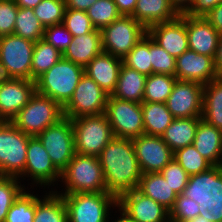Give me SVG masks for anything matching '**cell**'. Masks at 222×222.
Wrapping results in <instances>:
<instances>
[{"mask_svg": "<svg viewBox=\"0 0 222 222\" xmlns=\"http://www.w3.org/2000/svg\"><path fill=\"white\" fill-rule=\"evenodd\" d=\"M152 73L175 76L176 58L169 55L150 38Z\"/></svg>", "mask_w": 222, "mask_h": 222, "instance_id": "cell-41", "label": "cell"}, {"mask_svg": "<svg viewBox=\"0 0 222 222\" xmlns=\"http://www.w3.org/2000/svg\"><path fill=\"white\" fill-rule=\"evenodd\" d=\"M160 173L177 195L182 194L187 186L189 175L174 158L160 171Z\"/></svg>", "mask_w": 222, "mask_h": 222, "instance_id": "cell-44", "label": "cell"}, {"mask_svg": "<svg viewBox=\"0 0 222 222\" xmlns=\"http://www.w3.org/2000/svg\"><path fill=\"white\" fill-rule=\"evenodd\" d=\"M86 12L92 25L100 30L122 16L113 0H97Z\"/></svg>", "mask_w": 222, "mask_h": 222, "instance_id": "cell-39", "label": "cell"}, {"mask_svg": "<svg viewBox=\"0 0 222 222\" xmlns=\"http://www.w3.org/2000/svg\"><path fill=\"white\" fill-rule=\"evenodd\" d=\"M63 117V107L57 101L35 91L11 123L25 134L34 137Z\"/></svg>", "mask_w": 222, "mask_h": 222, "instance_id": "cell-5", "label": "cell"}, {"mask_svg": "<svg viewBox=\"0 0 222 222\" xmlns=\"http://www.w3.org/2000/svg\"><path fill=\"white\" fill-rule=\"evenodd\" d=\"M35 81L24 78L0 80V121L11 122L35 93Z\"/></svg>", "mask_w": 222, "mask_h": 222, "instance_id": "cell-17", "label": "cell"}, {"mask_svg": "<svg viewBox=\"0 0 222 222\" xmlns=\"http://www.w3.org/2000/svg\"><path fill=\"white\" fill-rule=\"evenodd\" d=\"M214 66L217 74L222 76V34L220 35L218 47L214 56Z\"/></svg>", "mask_w": 222, "mask_h": 222, "instance_id": "cell-51", "label": "cell"}, {"mask_svg": "<svg viewBox=\"0 0 222 222\" xmlns=\"http://www.w3.org/2000/svg\"><path fill=\"white\" fill-rule=\"evenodd\" d=\"M63 24L73 36H81L95 29L86 11L66 9Z\"/></svg>", "mask_w": 222, "mask_h": 222, "instance_id": "cell-42", "label": "cell"}, {"mask_svg": "<svg viewBox=\"0 0 222 222\" xmlns=\"http://www.w3.org/2000/svg\"><path fill=\"white\" fill-rule=\"evenodd\" d=\"M35 42L15 34L0 37V73L4 78L32 80Z\"/></svg>", "mask_w": 222, "mask_h": 222, "instance_id": "cell-8", "label": "cell"}, {"mask_svg": "<svg viewBox=\"0 0 222 222\" xmlns=\"http://www.w3.org/2000/svg\"><path fill=\"white\" fill-rule=\"evenodd\" d=\"M175 77L178 80L197 82L204 86L219 75L215 70L213 57L188 49L176 58Z\"/></svg>", "mask_w": 222, "mask_h": 222, "instance_id": "cell-20", "label": "cell"}, {"mask_svg": "<svg viewBox=\"0 0 222 222\" xmlns=\"http://www.w3.org/2000/svg\"><path fill=\"white\" fill-rule=\"evenodd\" d=\"M179 15L169 0H137L131 16L148 29L154 24L174 20Z\"/></svg>", "mask_w": 222, "mask_h": 222, "instance_id": "cell-25", "label": "cell"}, {"mask_svg": "<svg viewBox=\"0 0 222 222\" xmlns=\"http://www.w3.org/2000/svg\"><path fill=\"white\" fill-rule=\"evenodd\" d=\"M220 3L222 0H194L184 14L191 17H206Z\"/></svg>", "mask_w": 222, "mask_h": 222, "instance_id": "cell-47", "label": "cell"}, {"mask_svg": "<svg viewBox=\"0 0 222 222\" xmlns=\"http://www.w3.org/2000/svg\"><path fill=\"white\" fill-rule=\"evenodd\" d=\"M42 0H15L20 8H35Z\"/></svg>", "mask_w": 222, "mask_h": 222, "instance_id": "cell-54", "label": "cell"}, {"mask_svg": "<svg viewBox=\"0 0 222 222\" xmlns=\"http://www.w3.org/2000/svg\"><path fill=\"white\" fill-rule=\"evenodd\" d=\"M16 177L0 176V222H5L14 201L27 189Z\"/></svg>", "mask_w": 222, "mask_h": 222, "instance_id": "cell-38", "label": "cell"}, {"mask_svg": "<svg viewBox=\"0 0 222 222\" xmlns=\"http://www.w3.org/2000/svg\"><path fill=\"white\" fill-rule=\"evenodd\" d=\"M58 194L106 192L105 178L99 158L75 153L61 172ZM63 184V185H61Z\"/></svg>", "mask_w": 222, "mask_h": 222, "instance_id": "cell-2", "label": "cell"}, {"mask_svg": "<svg viewBox=\"0 0 222 222\" xmlns=\"http://www.w3.org/2000/svg\"><path fill=\"white\" fill-rule=\"evenodd\" d=\"M122 64L146 76L152 74L150 37L148 34L122 59Z\"/></svg>", "mask_w": 222, "mask_h": 222, "instance_id": "cell-35", "label": "cell"}, {"mask_svg": "<svg viewBox=\"0 0 222 222\" xmlns=\"http://www.w3.org/2000/svg\"><path fill=\"white\" fill-rule=\"evenodd\" d=\"M28 178V179H26ZM61 173L55 168L51 162L50 156L43 147L41 141L36 137H30L28 141V147L26 152V164L23 171V181L28 182L30 189L38 186L39 188L55 187L58 189L57 185L60 182ZM25 180V181H24ZM30 183V184H29ZM40 185V186H39Z\"/></svg>", "mask_w": 222, "mask_h": 222, "instance_id": "cell-12", "label": "cell"}, {"mask_svg": "<svg viewBox=\"0 0 222 222\" xmlns=\"http://www.w3.org/2000/svg\"><path fill=\"white\" fill-rule=\"evenodd\" d=\"M102 51L101 31L95 28L87 34L73 37L62 57L85 68Z\"/></svg>", "mask_w": 222, "mask_h": 222, "instance_id": "cell-23", "label": "cell"}, {"mask_svg": "<svg viewBox=\"0 0 222 222\" xmlns=\"http://www.w3.org/2000/svg\"><path fill=\"white\" fill-rule=\"evenodd\" d=\"M204 86L197 82L176 80L166 105L174 118L202 117Z\"/></svg>", "mask_w": 222, "mask_h": 222, "instance_id": "cell-15", "label": "cell"}, {"mask_svg": "<svg viewBox=\"0 0 222 222\" xmlns=\"http://www.w3.org/2000/svg\"><path fill=\"white\" fill-rule=\"evenodd\" d=\"M117 208V209H116ZM118 211V214L117 215L118 217L115 216V219L114 221L112 222H135L124 210H122L118 205L115 207V212L117 213ZM117 218V219H116ZM108 222H111L109 221L108 219Z\"/></svg>", "mask_w": 222, "mask_h": 222, "instance_id": "cell-53", "label": "cell"}, {"mask_svg": "<svg viewBox=\"0 0 222 222\" xmlns=\"http://www.w3.org/2000/svg\"><path fill=\"white\" fill-rule=\"evenodd\" d=\"M98 158L104 173L106 192L118 199L137 188L142 172L132 139L114 137Z\"/></svg>", "mask_w": 222, "mask_h": 222, "instance_id": "cell-1", "label": "cell"}, {"mask_svg": "<svg viewBox=\"0 0 222 222\" xmlns=\"http://www.w3.org/2000/svg\"><path fill=\"white\" fill-rule=\"evenodd\" d=\"M30 137L11 122L0 121V176L23 180Z\"/></svg>", "mask_w": 222, "mask_h": 222, "instance_id": "cell-9", "label": "cell"}, {"mask_svg": "<svg viewBox=\"0 0 222 222\" xmlns=\"http://www.w3.org/2000/svg\"><path fill=\"white\" fill-rule=\"evenodd\" d=\"M199 215V205L193 199L178 195L169 211L170 222H187Z\"/></svg>", "mask_w": 222, "mask_h": 222, "instance_id": "cell-43", "label": "cell"}, {"mask_svg": "<svg viewBox=\"0 0 222 222\" xmlns=\"http://www.w3.org/2000/svg\"><path fill=\"white\" fill-rule=\"evenodd\" d=\"M173 158L189 176L205 172L213 167V165L195 149L193 144L176 150Z\"/></svg>", "mask_w": 222, "mask_h": 222, "instance_id": "cell-37", "label": "cell"}, {"mask_svg": "<svg viewBox=\"0 0 222 222\" xmlns=\"http://www.w3.org/2000/svg\"><path fill=\"white\" fill-rule=\"evenodd\" d=\"M147 34L157 45L175 58L189 49L184 13L174 20L150 26Z\"/></svg>", "mask_w": 222, "mask_h": 222, "instance_id": "cell-18", "label": "cell"}, {"mask_svg": "<svg viewBox=\"0 0 222 222\" xmlns=\"http://www.w3.org/2000/svg\"><path fill=\"white\" fill-rule=\"evenodd\" d=\"M123 16H131L136 8L137 0H113Z\"/></svg>", "mask_w": 222, "mask_h": 222, "instance_id": "cell-49", "label": "cell"}, {"mask_svg": "<svg viewBox=\"0 0 222 222\" xmlns=\"http://www.w3.org/2000/svg\"><path fill=\"white\" fill-rule=\"evenodd\" d=\"M75 153L98 157L115 137L105 114L84 115L71 119Z\"/></svg>", "mask_w": 222, "mask_h": 222, "instance_id": "cell-7", "label": "cell"}, {"mask_svg": "<svg viewBox=\"0 0 222 222\" xmlns=\"http://www.w3.org/2000/svg\"><path fill=\"white\" fill-rule=\"evenodd\" d=\"M174 8L181 14L184 13L194 0H169Z\"/></svg>", "mask_w": 222, "mask_h": 222, "instance_id": "cell-52", "label": "cell"}, {"mask_svg": "<svg viewBox=\"0 0 222 222\" xmlns=\"http://www.w3.org/2000/svg\"><path fill=\"white\" fill-rule=\"evenodd\" d=\"M182 195L199 205V215L211 222H222V165L191 175Z\"/></svg>", "mask_w": 222, "mask_h": 222, "instance_id": "cell-3", "label": "cell"}, {"mask_svg": "<svg viewBox=\"0 0 222 222\" xmlns=\"http://www.w3.org/2000/svg\"><path fill=\"white\" fill-rule=\"evenodd\" d=\"M117 205L135 222H170L169 210L137 189L122 194Z\"/></svg>", "mask_w": 222, "mask_h": 222, "instance_id": "cell-19", "label": "cell"}, {"mask_svg": "<svg viewBox=\"0 0 222 222\" xmlns=\"http://www.w3.org/2000/svg\"><path fill=\"white\" fill-rule=\"evenodd\" d=\"M62 58V53L44 39L36 41L32 58V80L35 81Z\"/></svg>", "mask_w": 222, "mask_h": 222, "instance_id": "cell-32", "label": "cell"}, {"mask_svg": "<svg viewBox=\"0 0 222 222\" xmlns=\"http://www.w3.org/2000/svg\"><path fill=\"white\" fill-rule=\"evenodd\" d=\"M45 28L34 15L33 8H18L13 34L36 42L44 38Z\"/></svg>", "mask_w": 222, "mask_h": 222, "instance_id": "cell-34", "label": "cell"}, {"mask_svg": "<svg viewBox=\"0 0 222 222\" xmlns=\"http://www.w3.org/2000/svg\"><path fill=\"white\" fill-rule=\"evenodd\" d=\"M97 0H65L66 9L87 11Z\"/></svg>", "mask_w": 222, "mask_h": 222, "instance_id": "cell-50", "label": "cell"}, {"mask_svg": "<svg viewBox=\"0 0 222 222\" xmlns=\"http://www.w3.org/2000/svg\"><path fill=\"white\" fill-rule=\"evenodd\" d=\"M65 10V0H42L33 8L34 15L44 28L63 23Z\"/></svg>", "mask_w": 222, "mask_h": 222, "instance_id": "cell-40", "label": "cell"}, {"mask_svg": "<svg viewBox=\"0 0 222 222\" xmlns=\"http://www.w3.org/2000/svg\"><path fill=\"white\" fill-rule=\"evenodd\" d=\"M187 222H211V221L208 219L205 220V218L203 216L198 215L195 218L188 220Z\"/></svg>", "mask_w": 222, "mask_h": 222, "instance_id": "cell-55", "label": "cell"}, {"mask_svg": "<svg viewBox=\"0 0 222 222\" xmlns=\"http://www.w3.org/2000/svg\"><path fill=\"white\" fill-rule=\"evenodd\" d=\"M108 97L109 94L84 73L72 97L63 106V114L69 119L104 114Z\"/></svg>", "mask_w": 222, "mask_h": 222, "instance_id": "cell-14", "label": "cell"}, {"mask_svg": "<svg viewBox=\"0 0 222 222\" xmlns=\"http://www.w3.org/2000/svg\"><path fill=\"white\" fill-rule=\"evenodd\" d=\"M201 119L202 117L174 118L161 135L163 141L173 152L192 145Z\"/></svg>", "mask_w": 222, "mask_h": 222, "instance_id": "cell-28", "label": "cell"}, {"mask_svg": "<svg viewBox=\"0 0 222 222\" xmlns=\"http://www.w3.org/2000/svg\"><path fill=\"white\" fill-rule=\"evenodd\" d=\"M146 78V75L122 64L119 70L117 86L112 96L141 104L143 102Z\"/></svg>", "mask_w": 222, "mask_h": 222, "instance_id": "cell-27", "label": "cell"}, {"mask_svg": "<svg viewBox=\"0 0 222 222\" xmlns=\"http://www.w3.org/2000/svg\"><path fill=\"white\" fill-rule=\"evenodd\" d=\"M132 142L142 174L160 172L173 159L174 152L161 136L142 134Z\"/></svg>", "mask_w": 222, "mask_h": 222, "instance_id": "cell-16", "label": "cell"}, {"mask_svg": "<svg viewBox=\"0 0 222 222\" xmlns=\"http://www.w3.org/2000/svg\"><path fill=\"white\" fill-rule=\"evenodd\" d=\"M102 50L123 59L147 35V29L132 16H121L101 30Z\"/></svg>", "mask_w": 222, "mask_h": 222, "instance_id": "cell-10", "label": "cell"}, {"mask_svg": "<svg viewBox=\"0 0 222 222\" xmlns=\"http://www.w3.org/2000/svg\"><path fill=\"white\" fill-rule=\"evenodd\" d=\"M60 195L67 207L68 222H108L109 218L113 219L111 214L117 206V198L108 192Z\"/></svg>", "mask_w": 222, "mask_h": 222, "instance_id": "cell-6", "label": "cell"}, {"mask_svg": "<svg viewBox=\"0 0 222 222\" xmlns=\"http://www.w3.org/2000/svg\"><path fill=\"white\" fill-rule=\"evenodd\" d=\"M117 138L134 139L144 134L141 104L109 95L105 113Z\"/></svg>", "mask_w": 222, "mask_h": 222, "instance_id": "cell-11", "label": "cell"}, {"mask_svg": "<svg viewBox=\"0 0 222 222\" xmlns=\"http://www.w3.org/2000/svg\"><path fill=\"white\" fill-rule=\"evenodd\" d=\"M122 59L106 52L95 56L84 68V73L92 78L107 94L112 95L117 86Z\"/></svg>", "mask_w": 222, "mask_h": 222, "instance_id": "cell-22", "label": "cell"}, {"mask_svg": "<svg viewBox=\"0 0 222 222\" xmlns=\"http://www.w3.org/2000/svg\"><path fill=\"white\" fill-rule=\"evenodd\" d=\"M176 77L152 73L147 76L143 102L166 103L176 82Z\"/></svg>", "mask_w": 222, "mask_h": 222, "instance_id": "cell-33", "label": "cell"}, {"mask_svg": "<svg viewBox=\"0 0 222 222\" xmlns=\"http://www.w3.org/2000/svg\"><path fill=\"white\" fill-rule=\"evenodd\" d=\"M141 109L147 135L161 136L174 119L166 103L142 102Z\"/></svg>", "mask_w": 222, "mask_h": 222, "instance_id": "cell-31", "label": "cell"}, {"mask_svg": "<svg viewBox=\"0 0 222 222\" xmlns=\"http://www.w3.org/2000/svg\"><path fill=\"white\" fill-rule=\"evenodd\" d=\"M84 75V67L64 58L35 80L36 92L57 101L62 107L72 97Z\"/></svg>", "mask_w": 222, "mask_h": 222, "instance_id": "cell-4", "label": "cell"}, {"mask_svg": "<svg viewBox=\"0 0 222 222\" xmlns=\"http://www.w3.org/2000/svg\"><path fill=\"white\" fill-rule=\"evenodd\" d=\"M43 191L45 195L35 200L33 222H68V213L62 195L54 190Z\"/></svg>", "mask_w": 222, "mask_h": 222, "instance_id": "cell-29", "label": "cell"}, {"mask_svg": "<svg viewBox=\"0 0 222 222\" xmlns=\"http://www.w3.org/2000/svg\"><path fill=\"white\" fill-rule=\"evenodd\" d=\"M26 187L27 189L20 194L9 209L5 222H33L35 200L39 197V194L37 192L34 194L35 191L31 193L30 188Z\"/></svg>", "mask_w": 222, "mask_h": 222, "instance_id": "cell-36", "label": "cell"}, {"mask_svg": "<svg viewBox=\"0 0 222 222\" xmlns=\"http://www.w3.org/2000/svg\"><path fill=\"white\" fill-rule=\"evenodd\" d=\"M202 119L222 131V76L204 85Z\"/></svg>", "mask_w": 222, "mask_h": 222, "instance_id": "cell-30", "label": "cell"}, {"mask_svg": "<svg viewBox=\"0 0 222 222\" xmlns=\"http://www.w3.org/2000/svg\"><path fill=\"white\" fill-rule=\"evenodd\" d=\"M36 137L41 141L55 168L61 173L75 154L71 119L64 116Z\"/></svg>", "mask_w": 222, "mask_h": 222, "instance_id": "cell-13", "label": "cell"}, {"mask_svg": "<svg viewBox=\"0 0 222 222\" xmlns=\"http://www.w3.org/2000/svg\"><path fill=\"white\" fill-rule=\"evenodd\" d=\"M72 38L73 36L66 29L65 25L60 23L46 27L43 39L63 54L71 43Z\"/></svg>", "mask_w": 222, "mask_h": 222, "instance_id": "cell-45", "label": "cell"}, {"mask_svg": "<svg viewBox=\"0 0 222 222\" xmlns=\"http://www.w3.org/2000/svg\"><path fill=\"white\" fill-rule=\"evenodd\" d=\"M186 30L189 49L214 58L221 34L211 23L205 17L186 15Z\"/></svg>", "mask_w": 222, "mask_h": 222, "instance_id": "cell-21", "label": "cell"}, {"mask_svg": "<svg viewBox=\"0 0 222 222\" xmlns=\"http://www.w3.org/2000/svg\"><path fill=\"white\" fill-rule=\"evenodd\" d=\"M18 8L15 0H0V37L13 34Z\"/></svg>", "mask_w": 222, "mask_h": 222, "instance_id": "cell-46", "label": "cell"}, {"mask_svg": "<svg viewBox=\"0 0 222 222\" xmlns=\"http://www.w3.org/2000/svg\"><path fill=\"white\" fill-rule=\"evenodd\" d=\"M216 31L222 34V3L214 7L205 17Z\"/></svg>", "mask_w": 222, "mask_h": 222, "instance_id": "cell-48", "label": "cell"}, {"mask_svg": "<svg viewBox=\"0 0 222 222\" xmlns=\"http://www.w3.org/2000/svg\"><path fill=\"white\" fill-rule=\"evenodd\" d=\"M193 145L213 166L222 165L221 130L201 119L198 123Z\"/></svg>", "mask_w": 222, "mask_h": 222, "instance_id": "cell-24", "label": "cell"}, {"mask_svg": "<svg viewBox=\"0 0 222 222\" xmlns=\"http://www.w3.org/2000/svg\"><path fill=\"white\" fill-rule=\"evenodd\" d=\"M136 189L169 211L178 196L160 172L142 174Z\"/></svg>", "mask_w": 222, "mask_h": 222, "instance_id": "cell-26", "label": "cell"}]
</instances>
